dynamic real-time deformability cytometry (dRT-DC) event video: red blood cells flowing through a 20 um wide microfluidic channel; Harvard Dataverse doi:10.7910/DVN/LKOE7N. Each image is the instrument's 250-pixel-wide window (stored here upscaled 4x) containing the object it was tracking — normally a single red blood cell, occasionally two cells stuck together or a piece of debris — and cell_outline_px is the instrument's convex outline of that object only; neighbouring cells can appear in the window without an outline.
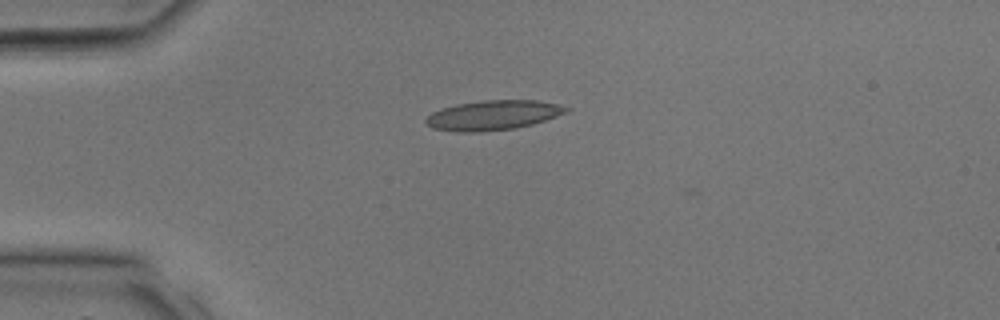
{"species": "common noctule bat (a hibernating species)", "species_latin": "Nyctalus noctula", "temperature_condition": "room temperature", "stored_images_in_passage": 5, "camera_frame_rate_fps": 3000, "um_per_image_px": 0.085, "animal": {"sex": "male", "body_mass_g": 17.9, "forearm_length_mm": 54.2}, "frame": {"image": 1, "passage_image": 1, "time_ms": 0.0, "image_size_px": [1000, 320], "cell_outline_px": [[572, 108], [568, 112], [532, 124], [516, 128], [480, 132], [456, 132], [432, 128], [424, 120], [432, 112], [456, 104], [484, 100], [536, 100], [556, 104]], "centroid_in_image_um": [41.91, 9.79], "position_along_channel_um": 43.1, "area_um2": 24.22}}
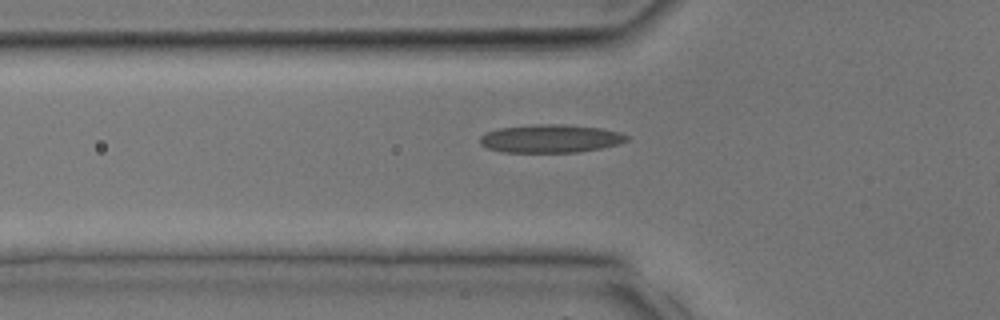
{"frame": {"image": 2, "passage_image": 4, "time_ms": 1.0, "image_size_px": [1000, 320], "cell_outline_px": [[632, 136], [628, 140], [620, 144], [580, 152], [504, 152], [488, 148], [480, 144], [480, 136], [488, 132], [500, 128], [540, 124], [564, 124], [600, 128], [620, 132]], "centroid_in_image_um": [46.86, 11.78], "position_along_channel_um": 78.9, "area_um2": 24.1}}